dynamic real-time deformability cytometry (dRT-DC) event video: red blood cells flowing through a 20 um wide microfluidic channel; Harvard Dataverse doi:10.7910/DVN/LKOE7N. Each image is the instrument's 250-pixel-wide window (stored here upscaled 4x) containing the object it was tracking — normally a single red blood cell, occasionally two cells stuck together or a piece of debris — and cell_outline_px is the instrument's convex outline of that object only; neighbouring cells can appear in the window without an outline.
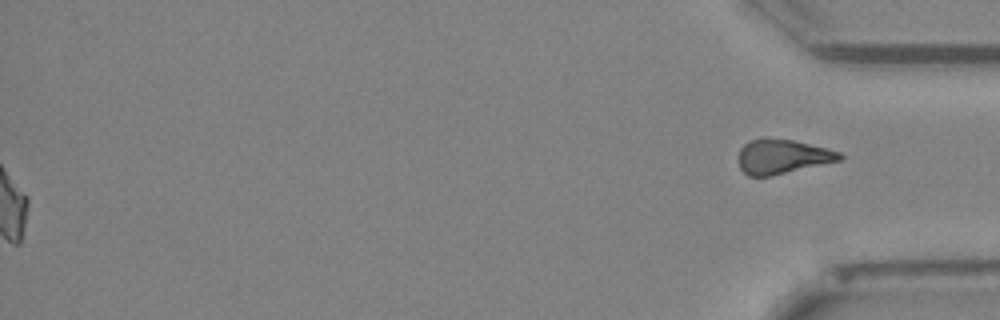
{"species": "Egyptian fruit bat (a non-hibernating species)", "species_latin": "Rousettus aegyptiacus", "temperature_condition": "cold", "stored_images_in_passage": 52, "segment_of_instrument_passage": [2, 2], "camera_frame_rate_fps": 3000, "um_per_image_px": 0.085, "animal": {"sex": "female"}, "frame": {"image": 1, "passage_image": 52, "time_ms": 17.0, "image_size_px": [1000, 320], "cell_outline_px": [[844, 156], [840, 160], [768, 176], [748, 176], [740, 168], [740, 148], [748, 140], [760, 136], [768, 136], [792, 140], [828, 148], [840, 152]], "centroid_in_image_um": [66.47, 13.26], "position_along_channel_um": 368.7, "area_um2": 20.35}}